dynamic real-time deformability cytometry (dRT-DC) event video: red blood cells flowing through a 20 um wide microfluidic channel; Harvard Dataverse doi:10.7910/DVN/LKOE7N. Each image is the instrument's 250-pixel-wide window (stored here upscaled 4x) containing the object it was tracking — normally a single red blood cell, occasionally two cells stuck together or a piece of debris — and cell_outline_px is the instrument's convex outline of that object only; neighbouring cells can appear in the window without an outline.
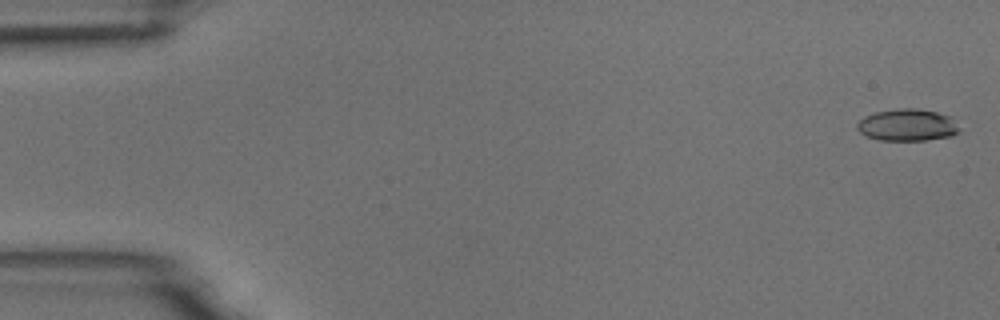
{"species": "common noctule bat (a hibernating species)", "species_latin": "Nyctalus noctula", "temperature_condition": "room temperature", "stored_images_in_passage": 55, "camera_frame_rate_fps": 3000, "um_per_image_px": 0.085, "animal": {"sex": "male", "body_mass_g": 18.8}, "frame": {"image": 1, "passage_image": 2, "time_ms": 0.333, "image_size_px": [1000, 320], "cell_outline_px": [[960, 132], [952, 136], [924, 140], [880, 140], [868, 136], [860, 132], [856, 128], [856, 124], [864, 116], [876, 112], [900, 108], [916, 108], [936, 112], [948, 116], [960, 128]], "centroid_in_image_um": [77.12, 10.63], "position_along_channel_um": 7.9, "area_um2": 18.9}}
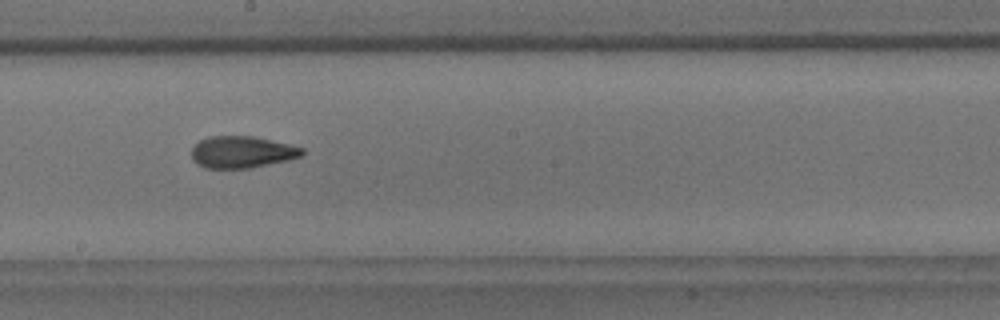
{"frame": {"image": 2, "passage_image": 31, "time_ms": 10.0, "image_size_px": [1000, 320], "cell_outline_px": [[304, 156], [288, 160], [248, 168], [204, 168], [196, 164], [192, 160], [192, 148], [200, 140], [208, 136], [252, 136], [288, 144], [304, 148]], "centroid_in_image_um": [20.55, 12.93], "position_along_channel_um": 227.6, "area_um2": 20.52}}
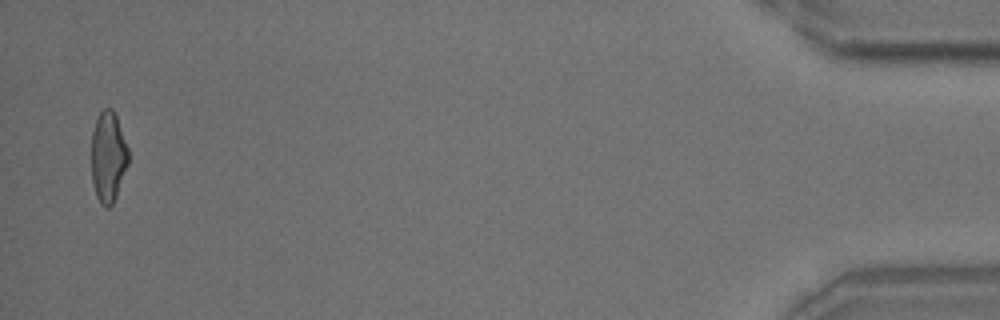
{"frame": {"image": 3, "passage_image": 54, "time_ms": 17.667, "image_size_px": [1000, 320], "cell_outline_px": [[128, 164], [116, 196], [112, 204], [108, 208], [104, 208], [100, 204], [96, 196], [92, 180], [92, 132], [96, 120], [100, 112], [104, 108], [112, 108], [116, 116], [128, 148]], "centroid_in_image_um": [9.19, 13.35], "position_along_channel_um": 426.0, "area_um2": 19.42}, "authors_computed_cell_mechanics": {"area_um2": 20.23, "velocity_mm_per_s": 3.7321, "shape_relaxation_time_tau1_ms": 5.7786, "shape_relaxation_time_tau2_ms": 2.9529, "deformation_change_tau1": 0.1735, "deformation_change_tau2": 0.1053}}